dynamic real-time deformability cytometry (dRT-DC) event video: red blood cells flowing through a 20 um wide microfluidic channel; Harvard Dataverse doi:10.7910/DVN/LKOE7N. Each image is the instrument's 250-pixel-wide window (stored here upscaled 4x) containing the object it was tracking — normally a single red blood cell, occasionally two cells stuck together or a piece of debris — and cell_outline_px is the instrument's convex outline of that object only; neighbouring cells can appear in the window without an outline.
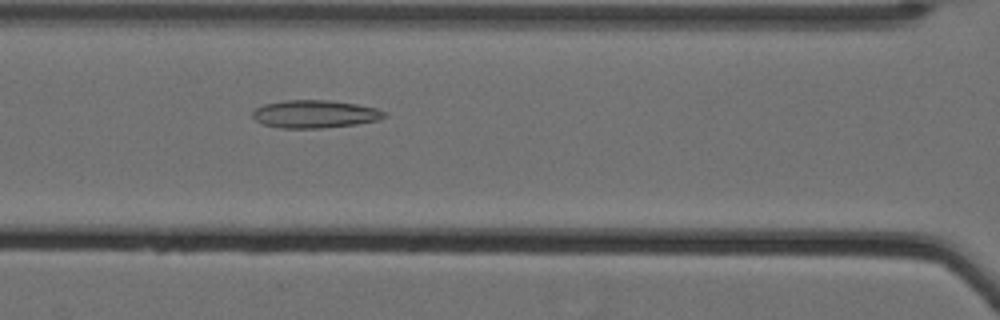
{"species": "Egyptian fruit bat (a non-hibernating species)", "species_latin": "Rousettus aegyptiacus", "temperature_condition": "cold", "stored_images_in_passage": 46, "camera_frame_rate_fps": 3000, "um_per_image_px": 0.085, "animal": {"sex": "female"}, "frame": {"image": 1, "passage_image": 16, "time_ms": 5.0, "image_size_px": [1000, 320], "cell_outline_px": [[388, 116], [380, 120], [356, 124], [320, 128], [280, 128], [264, 124], [256, 120], [252, 116], [252, 112], [256, 108], [264, 104], [284, 100], [332, 100], [356, 104], [376, 108], [388, 112]], "centroid_in_image_um": [26.81, 9.69], "position_along_channel_um": 139.8, "area_um2": 21.5}}
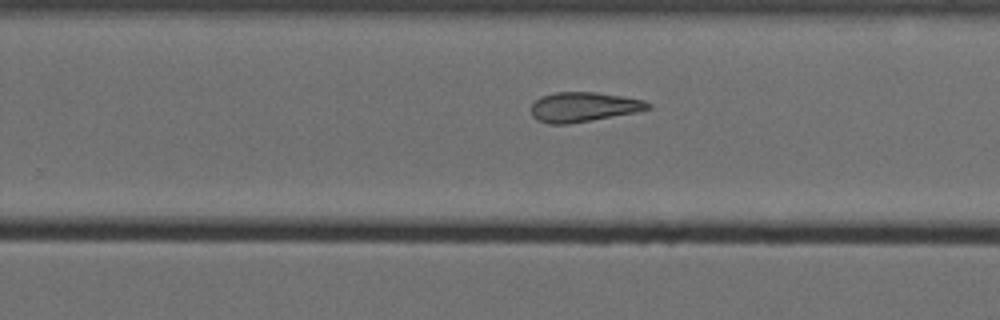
{"frame": {"image": 2, "passage_image": 28, "time_ms": 9.0, "image_size_px": [1000, 320], "cell_outline_px": [[652, 108], [636, 112], [568, 124], [548, 124], [536, 120], [532, 116], [532, 104], [540, 96], [556, 92], [596, 92], [644, 100], [652, 104]], "centroid_in_image_um": [49.59, 9.09], "position_along_channel_um": 280.2, "area_um2": 20.17}}
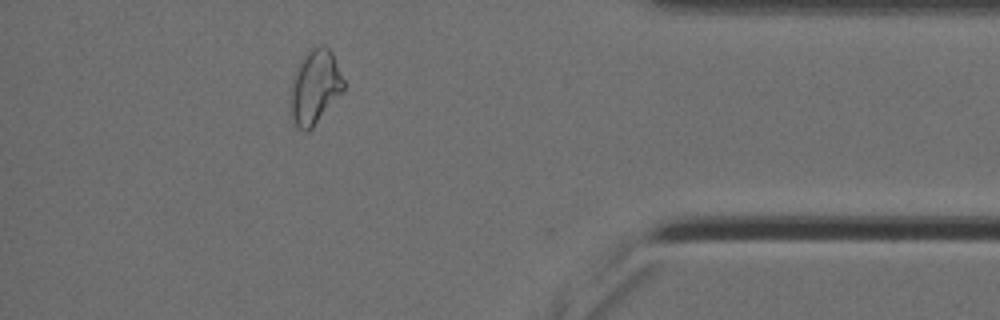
{"frame": {"image": 3, "passage_image": 41, "time_ms": 13.333, "image_size_px": [1000, 320], "cell_outline_px": [[344, 88], [312, 128], [308, 132], [304, 132], [292, 128], [288, 112], [288, 100], [292, 76], [304, 52], [308, 48], [320, 44], [324, 44], [332, 52], [344, 80]], "centroid_in_image_um": [26.66, 7.42], "position_along_channel_um": 408.5, "area_um2": 23.99}, "authors_computed_cell_mechanics": {"area_um2": 21.5883, "velocity_mm_per_s": 3.5149, "shape_relaxation_time_tau1_ms": null, "shape_relaxation_time_tau2_ms": 7.1044, "deformation_change_tau1": null, "deformation_change_tau2": 0.1747}}